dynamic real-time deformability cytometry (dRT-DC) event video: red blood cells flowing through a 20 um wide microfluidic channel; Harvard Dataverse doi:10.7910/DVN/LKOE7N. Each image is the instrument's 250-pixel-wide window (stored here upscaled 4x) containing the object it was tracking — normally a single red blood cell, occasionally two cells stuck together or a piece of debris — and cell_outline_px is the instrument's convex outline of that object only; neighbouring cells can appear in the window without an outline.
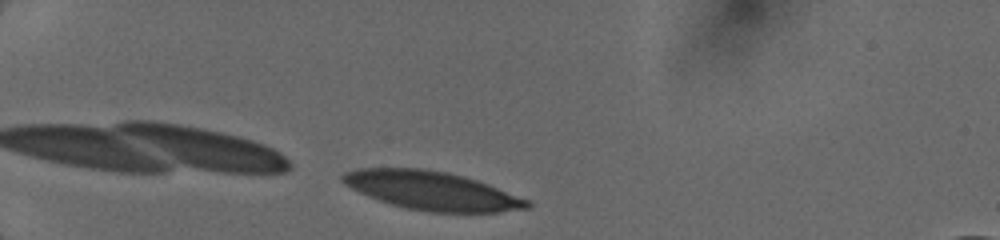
{"species": "human", "species_latin": "Homo sapiens", "temperature_condition": "cold", "stored_images_in_passage": 7, "camera_frame_rate_fps": 3000, "um_per_image_px": 0.085, "donor": {"sex": "female"}, "frame": {"image": 1, "passage_image": 1, "time_ms": 0.0, "image_size_px": [1000, 240], "cell_outline_px": [[532, 204], [528, 208], [500, 212], [428, 212], [408, 208], [392, 204], [368, 196], [344, 184], [340, 180], [340, 176], [344, 172], [356, 168], [420, 168], [444, 172], [464, 176], [488, 184], [528, 200]], "centroid_in_image_um": [36.68, 16.2], "position_along_channel_um": 48.3, "area_um2": 41.15}}